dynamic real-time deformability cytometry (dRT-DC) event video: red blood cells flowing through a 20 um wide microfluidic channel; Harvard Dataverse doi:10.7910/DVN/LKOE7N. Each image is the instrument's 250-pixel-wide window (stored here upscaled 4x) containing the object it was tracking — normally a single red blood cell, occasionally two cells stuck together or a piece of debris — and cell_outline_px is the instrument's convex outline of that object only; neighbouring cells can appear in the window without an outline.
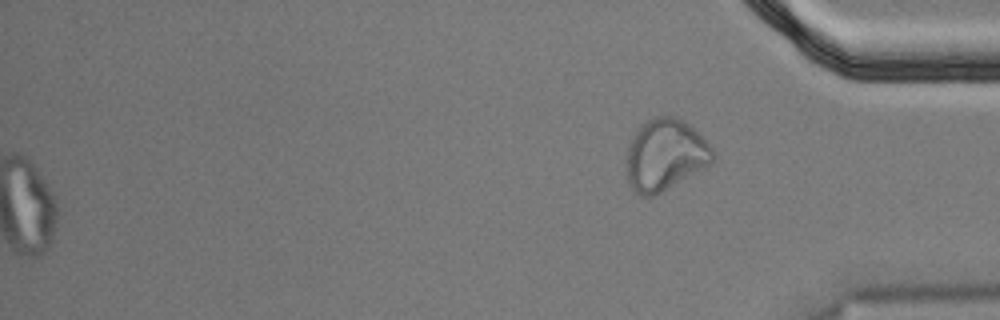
{"species": "Egyptian fruit bat (a non-hibernating species)", "species_latin": "Rousettus aegyptiacus", "temperature_condition": "cold", "stored_images_in_passage": 58, "segment_of_instrument_passage": [2, 2], "camera_frame_rate_fps": 3000, "um_per_image_px": 0.085, "animal": {"sex": "male"}, "frame": {"image": 1, "passage_image": 58, "time_ms": 19.0, "image_size_px": [1000, 320], "cell_outline_px": [[716, 156], [712, 164], [656, 196], [640, 196], [632, 192], [628, 180], [624, 160], [628, 144], [636, 128], [640, 124], [652, 116], [676, 116], [688, 124], [716, 152]], "centroid_in_image_um": [56.49, 13.19], "position_along_channel_um": 378.7, "area_um2": 36.88}}